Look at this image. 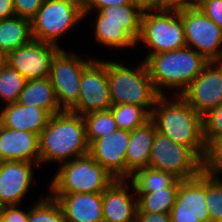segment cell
Here are the masks:
<instances>
[{"instance_id": "obj_33", "label": "cell", "mask_w": 222, "mask_h": 222, "mask_svg": "<svg viewBox=\"0 0 222 222\" xmlns=\"http://www.w3.org/2000/svg\"><path fill=\"white\" fill-rule=\"evenodd\" d=\"M204 171L219 177L222 174V135L207 146Z\"/></svg>"}, {"instance_id": "obj_40", "label": "cell", "mask_w": 222, "mask_h": 222, "mask_svg": "<svg viewBox=\"0 0 222 222\" xmlns=\"http://www.w3.org/2000/svg\"><path fill=\"white\" fill-rule=\"evenodd\" d=\"M15 16L13 0H0V20Z\"/></svg>"}, {"instance_id": "obj_10", "label": "cell", "mask_w": 222, "mask_h": 222, "mask_svg": "<svg viewBox=\"0 0 222 222\" xmlns=\"http://www.w3.org/2000/svg\"><path fill=\"white\" fill-rule=\"evenodd\" d=\"M94 59H83L63 48L52 58L49 78L62 110H69L78 101L83 70Z\"/></svg>"}, {"instance_id": "obj_24", "label": "cell", "mask_w": 222, "mask_h": 222, "mask_svg": "<svg viewBox=\"0 0 222 222\" xmlns=\"http://www.w3.org/2000/svg\"><path fill=\"white\" fill-rule=\"evenodd\" d=\"M32 39L31 20L19 16L0 20V50L5 55Z\"/></svg>"}, {"instance_id": "obj_36", "label": "cell", "mask_w": 222, "mask_h": 222, "mask_svg": "<svg viewBox=\"0 0 222 222\" xmlns=\"http://www.w3.org/2000/svg\"><path fill=\"white\" fill-rule=\"evenodd\" d=\"M83 1V10L85 18L90 15L93 11H99L102 8L110 6H120L125 4H131V0H82Z\"/></svg>"}, {"instance_id": "obj_28", "label": "cell", "mask_w": 222, "mask_h": 222, "mask_svg": "<svg viewBox=\"0 0 222 222\" xmlns=\"http://www.w3.org/2000/svg\"><path fill=\"white\" fill-rule=\"evenodd\" d=\"M83 118L88 144L118 129L110 109L90 112L83 115Z\"/></svg>"}, {"instance_id": "obj_20", "label": "cell", "mask_w": 222, "mask_h": 222, "mask_svg": "<svg viewBox=\"0 0 222 222\" xmlns=\"http://www.w3.org/2000/svg\"><path fill=\"white\" fill-rule=\"evenodd\" d=\"M50 195L59 202L66 222H103L102 193Z\"/></svg>"}, {"instance_id": "obj_13", "label": "cell", "mask_w": 222, "mask_h": 222, "mask_svg": "<svg viewBox=\"0 0 222 222\" xmlns=\"http://www.w3.org/2000/svg\"><path fill=\"white\" fill-rule=\"evenodd\" d=\"M60 49L51 43L32 39L7 54L5 63L26 80L46 78L50 76L52 58Z\"/></svg>"}, {"instance_id": "obj_35", "label": "cell", "mask_w": 222, "mask_h": 222, "mask_svg": "<svg viewBox=\"0 0 222 222\" xmlns=\"http://www.w3.org/2000/svg\"><path fill=\"white\" fill-rule=\"evenodd\" d=\"M44 0H13L15 16L31 20Z\"/></svg>"}, {"instance_id": "obj_8", "label": "cell", "mask_w": 222, "mask_h": 222, "mask_svg": "<svg viewBox=\"0 0 222 222\" xmlns=\"http://www.w3.org/2000/svg\"><path fill=\"white\" fill-rule=\"evenodd\" d=\"M84 18L82 0H44L31 19L32 37L60 47L57 40Z\"/></svg>"}, {"instance_id": "obj_18", "label": "cell", "mask_w": 222, "mask_h": 222, "mask_svg": "<svg viewBox=\"0 0 222 222\" xmlns=\"http://www.w3.org/2000/svg\"><path fill=\"white\" fill-rule=\"evenodd\" d=\"M128 182V179H115L102 192L103 222H135L137 196L132 182ZM131 188L134 198L128 191Z\"/></svg>"}, {"instance_id": "obj_39", "label": "cell", "mask_w": 222, "mask_h": 222, "mask_svg": "<svg viewBox=\"0 0 222 222\" xmlns=\"http://www.w3.org/2000/svg\"><path fill=\"white\" fill-rule=\"evenodd\" d=\"M201 0H161L163 8H186V7H197Z\"/></svg>"}, {"instance_id": "obj_17", "label": "cell", "mask_w": 222, "mask_h": 222, "mask_svg": "<svg viewBox=\"0 0 222 222\" xmlns=\"http://www.w3.org/2000/svg\"><path fill=\"white\" fill-rule=\"evenodd\" d=\"M36 166L24 161L0 162V208L20 206L32 186Z\"/></svg>"}, {"instance_id": "obj_41", "label": "cell", "mask_w": 222, "mask_h": 222, "mask_svg": "<svg viewBox=\"0 0 222 222\" xmlns=\"http://www.w3.org/2000/svg\"><path fill=\"white\" fill-rule=\"evenodd\" d=\"M131 3L139 6L143 11L163 8L161 0H131Z\"/></svg>"}, {"instance_id": "obj_7", "label": "cell", "mask_w": 222, "mask_h": 222, "mask_svg": "<svg viewBox=\"0 0 222 222\" xmlns=\"http://www.w3.org/2000/svg\"><path fill=\"white\" fill-rule=\"evenodd\" d=\"M137 45L151 49L149 55L186 47L184 26L179 9L160 8L143 12Z\"/></svg>"}, {"instance_id": "obj_22", "label": "cell", "mask_w": 222, "mask_h": 222, "mask_svg": "<svg viewBox=\"0 0 222 222\" xmlns=\"http://www.w3.org/2000/svg\"><path fill=\"white\" fill-rule=\"evenodd\" d=\"M156 126L150 119L144 125L130 131V140L126 152V179L139 169L149 167L151 147Z\"/></svg>"}, {"instance_id": "obj_9", "label": "cell", "mask_w": 222, "mask_h": 222, "mask_svg": "<svg viewBox=\"0 0 222 222\" xmlns=\"http://www.w3.org/2000/svg\"><path fill=\"white\" fill-rule=\"evenodd\" d=\"M149 167L171 173L180 180H187L204 171V161L192 149L156 131Z\"/></svg>"}, {"instance_id": "obj_37", "label": "cell", "mask_w": 222, "mask_h": 222, "mask_svg": "<svg viewBox=\"0 0 222 222\" xmlns=\"http://www.w3.org/2000/svg\"><path fill=\"white\" fill-rule=\"evenodd\" d=\"M0 219L3 222H28V210L17 206H4L0 208Z\"/></svg>"}, {"instance_id": "obj_6", "label": "cell", "mask_w": 222, "mask_h": 222, "mask_svg": "<svg viewBox=\"0 0 222 222\" xmlns=\"http://www.w3.org/2000/svg\"><path fill=\"white\" fill-rule=\"evenodd\" d=\"M59 166L49 182L50 194L102 193L115 180L89 154Z\"/></svg>"}, {"instance_id": "obj_1", "label": "cell", "mask_w": 222, "mask_h": 222, "mask_svg": "<svg viewBox=\"0 0 222 222\" xmlns=\"http://www.w3.org/2000/svg\"><path fill=\"white\" fill-rule=\"evenodd\" d=\"M159 95L151 112L156 130L173 141L192 149L203 161L207 145L203 136L202 115L180 95Z\"/></svg>"}, {"instance_id": "obj_2", "label": "cell", "mask_w": 222, "mask_h": 222, "mask_svg": "<svg viewBox=\"0 0 222 222\" xmlns=\"http://www.w3.org/2000/svg\"><path fill=\"white\" fill-rule=\"evenodd\" d=\"M40 165H58L88 154L83 115L68 110L51 115L38 136Z\"/></svg>"}, {"instance_id": "obj_12", "label": "cell", "mask_w": 222, "mask_h": 222, "mask_svg": "<svg viewBox=\"0 0 222 222\" xmlns=\"http://www.w3.org/2000/svg\"><path fill=\"white\" fill-rule=\"evenodd\" d=\"M111 106L107 61L95 58L83 70L78 101L68 111L85 115Z\"/></svg>"}, {"instance_id": "obj_26", "label": "cell", "mask_w": 222, "mask_h": 222, "mask_svg": "<svg viewBox=\"0 0 222 222\" xmlns=\"http://www.w3.org/2000/svg\"><path fill=\"white\" fill-rule=\"evenodd\" d=\"M128 180L132 182L135 193H147L171 187L178 178L171 173L146 167L136 170Z\"/></svg>"}, {"instance_id": "obj_3", "label": "cell", "mask_w": 222, "mask_h": 222, "mask_svg": "<svg viewBox=\"0 0 222 222\" xmlns=\"http://www.w3.org/2000/svg\"><path fill=\"white\" fill-rule=\"evenodd\" d=\"M143 58L158 95H165L163 90L166 88L178 91L172 95H181L209 62L187 46Z\"/></svg>"}, {"instance_id": "obj_5", "label": "cell", "mask_w": 222, "mask_h": 222, "mask_svg": "<svg viewBox=\"0 0 222 222\" xmlns=\"http://www.w3.org/2000/svg\"><path fill=\"white\" fill-rule=\"evenodd\" d=\"M118 62L107 60L112 105L134 104L151 114L159 95L154 90L145 61L133 69Z\"/></svg>"}, {"instance_id": "obj_27", "label": "cell", "mask_w": 222, "mask_h": 222, "mask_svg": "<svg viewBox=\"0 0 222 222\" xmlns=\"http://www.w3.org/2000/svg\"><path fill=\"white\" fill-rule=\"evenodd\" d=\"M110 111L118 129L132 131L151 119V114L144 108L134 104L112 105Z\"/></svg>"}, {"instance_id": "obj_14", "label": "cell", "mask_w": 222, "mask_h": 222, "mask_svg": "<svg viewBox=\"0 0 222 222\" xmlns=\"http://www.w3.org/2000/svg\"><path fill=\"white\" fill-rule=\"evenodd\" d=\"M202 116L222 103V61H209L180 95Z\"/></svg>"}, {"instance_id": "obj_34", "label": "cell", "mask_w": 222, "mask_h": 222, "mask_svg": "<svg viewBox=\"0 0 222 222\" xmlns=\"http://www.w3.org/2000/svg\"><path fill=\"white\" fill-rule=\"evenodd\" d=\"M197 8L222 29V0H201Z\"/></svg>"}, {"instance_id": "obj_25", "label": "cell", "mask_w": 222, "mask_h": 222, "mask_svg": "<svg viewBox=\"0 0 222 222\" xmlns=\"http://www.w3.org/2000/svg\"><path fill=\"white\" fill-rule=\"evenodd\" d=\"M180 179L171 187H165L153 192L137 194V212L170 213L176 201Z\"/></svg>"}, {"instance_id": "obj_32", "label": "cell", "mask_w": 222, "mask_h": 222, "mask_svg": "<svg viewBox=\"0 0 222 222\" xmlns=\"http://www.w3.org/2000/svg\"><path fill=\"white\" fill-rule=\"evenodd\" d=\"M203 136L208 146L213 140L222 135V103L202 116Z\"/></svg>"}, {"instance_id": "obj_11", "label": "cell", "mask_w": 222, "mask_h": 222, "mask_svg": "<svg viewBox=\"0 0 222 222\" xmlns=\"http://www.w3.org/2000/svg\"><path fill=\"white\" fill-rule=\"evenodd\" d=\"M186 46L208 61H222V29L197 7L179 8Z\"/></svg>"}, {"instance_id": "obj_38", "label": "cell", "mask_w": 222, "mask_h": 222, "mask_svg": "<svg viewBox=\"0 0 222 222\" xmlns=\"http://www.w3.org/2000/svg\"><path fill=\"white\" fill-rule=\"evenodd\" d=\"M135 222H171L170 213L137 212Z\"/></svg>"}, {"instance_id": "obj_29", "label": "cell", "mask_w": 222, "mask_h": 222, "mask_svg": "<svg viewBox=\"0 0 222 222\" xmlns=\"http://www.w3.org/2000/svg\"><path fill=\"white\" fill-rule=\"evenodd\" d=\"M26 79L17 70L10 68L6 63L0 66V98L2 103L17 102L19 94L24 88Z\"/></svg>"}, {"instance_id": "obj_31", "label": "cell", "mask_w": 222, "mask_h": 222, "mask_svg": "<svg viewBox=\"0 0 222 222\" xmlns=\"http://www.w3.org/2000/svg\"><path fill=\"white\" fill-rule=\"evenodd\" d=\"M206 207L211 222L222 221V178L206 173Z\"/></svg>"}, {"instance_id": "obj_4", "label": "cell", "mask_w": 222, "mask_h": 222, "mask_svg": "<svg viewBox=\"0 0 222 222\" xmlns=\"http://www.w3.org/2000/svg\"><path fill=\"white\" fill-rule=\"evenodd\" d=\"M143 12L132 3L96 11L98 15L92 27L96 43L120 50L137 47Z\"/></svg>"}, {"instance_id": "obj_23", "label": "cell", "mask_w": 222, "mask_h": 222, "mask_svg": "<svg viewBox=\"0 0 222 222\" xmlns=\"http://www.w3.org/2000/svg\"><path fill=\"white\" fill-rule=\"evenodd\" d=\"M17 103L46 110L50 115L62 112L49 77L27 80Z\"/></svg>"}, {"instance_id": "obj_19", "label": "cell", "mask_w": 222, "mask_h": 222, "mask_svg": "<svg viewBox=\"0 0 222 222\" xmlns=\"http://www.w3.org/2000/svg\"><path fill=\"white\" fill-rule=\"evenodd\" d=\"M24 161L40 165L38 135L0 124V162Z\"/></svg>"}, {"instance_id": "obj_15", "label": "cell", "mask_w": 222, "mask_h": 222, "mask_svg": "<svg viewBox=\"0 0 222 222\" xmlns=\"http://www.w3.org/2000/svg\"><path fill=\"white\" fill-rule=\"evenodd\" d=\"M206 198V172L181 180L176 201L170 211L171 222H211Z\"/></svg>"}, {"instance_id": "obj_16", "label": "cell", "mask_w": 222, "mask_h": 222, "mask_svg": "<svg viewBox=\"0 0 222 222\" xmlns=\"http://www.w3.org/2000/svg\"><path fill=\"white\" fill-rule=\"evenodd\" d=\"M130 131L117 129L89 144L88 154L115 179H126V152Z\"/></svg>"}, {"instance_id": "obj_30", "label": "cell", "mask_w": 222, "mask_h": 222, "mask_svg": "<svg viewBox=\"0 0 222 222\" xmlns=\"http://www.w3.org/2000/svg\"><path fill=\"white\" fill-rule=\"evenodd\" d=\"M42 198V199H41ZM28 209V222H66L59 202L50 194Z\"/></svg>"}, {"instance_id": "obj_21", "label": "cell", "mask_w": 222, "mask_h": 222, "mask_svg": "<svg viewBox=\"0 0 222 222\" xmlns=\"http://www.w3.org/2000/svg\"><path fill=\"white\" fill-rule=\"evenodd\" d=\"M0 111V124L2 126L18 131L32 132L38 136L51 116L44 109L17 102L7 104Z\"/></svg>"}, {"instance_id": "obj_42", "label": "cell", "mask_w": 222, "mask_h": 222, "mask_svg": "<svg viewBox=\"0 0 222 222\" xmlns=\"http://www.w3.org/2000/svg\"><path fill=\"white\" fill-rule=\"evenodd\" d=\"M6 55L0 50V66L5 64Z\"/></svg>"}]
</instances>
